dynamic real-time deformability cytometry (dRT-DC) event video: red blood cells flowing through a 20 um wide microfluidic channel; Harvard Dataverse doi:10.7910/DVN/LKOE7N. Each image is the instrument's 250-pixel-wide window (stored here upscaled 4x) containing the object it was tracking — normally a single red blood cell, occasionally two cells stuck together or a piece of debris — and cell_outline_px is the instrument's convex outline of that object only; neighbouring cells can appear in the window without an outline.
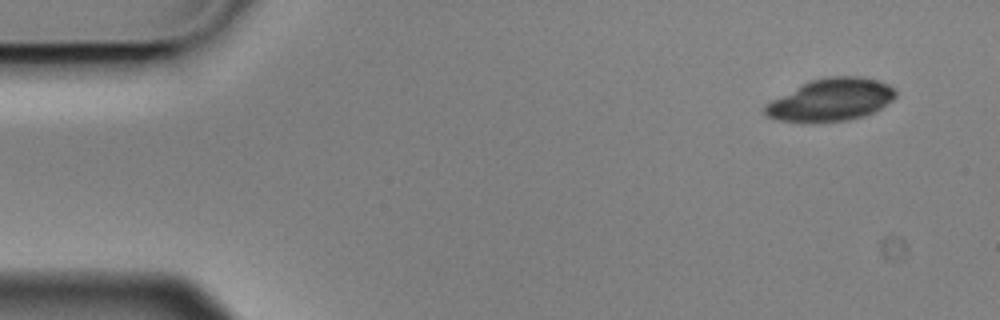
{"species": "Egyptian fruit bat (a non-hibernating species)", "species_latin": "Rousettus aegyptiacus", "temperature_condition": "cold", "stored_images_in_passage": 9, "camera_frame_rate_fps": 3000, "um_per_image_px": 0.085, "animal": {"sex": "male"}, "frame": {"image": 1, "passage_image": 1, "time_ms": 0.0, "image_size_px": [1000, 320], "cell_outline_px": [[896, 96], [892, 100], [880, 108], [864, 116], [848, 120], [804, 124], [780, 120], [768, 116], [764, 112], [764, 104], [812, 80], [828, 76], [860, 76], [880, 80], [896, 88]], "centroid_in_image_um": [70.65, 8.5], "position_along_channel_um": 14.3, "area_um2": 32.43}}
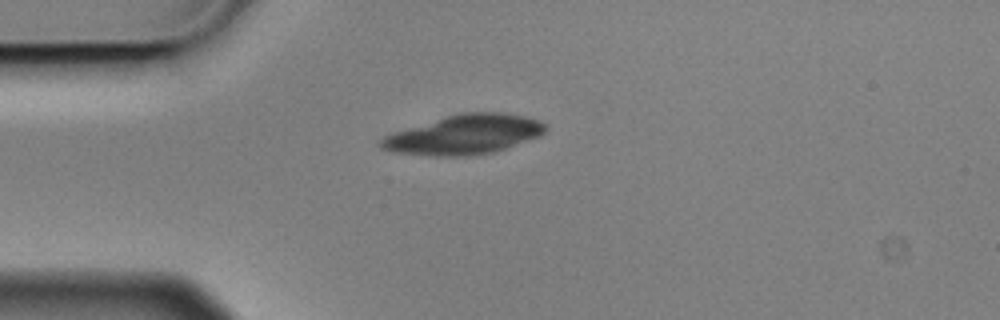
{"frame": {"image": 2, "passage_image": 3, "time_ms": 0.667, "image_size_px": [1000, 320], "cell_outline_px": [[548, 128], [540, 136], [492, 152], [468, 156], [436, 156], [396, 152], [380, 148], [376, 144], [384, 136], [392, 132], [460, 112], [500, 112], [524, 116], [540, 120], [548, 124]], "centroid_in_image_um": [39.46, 11.43], "position_along_channel_um": 45.5, "area_um2": 37.8}}
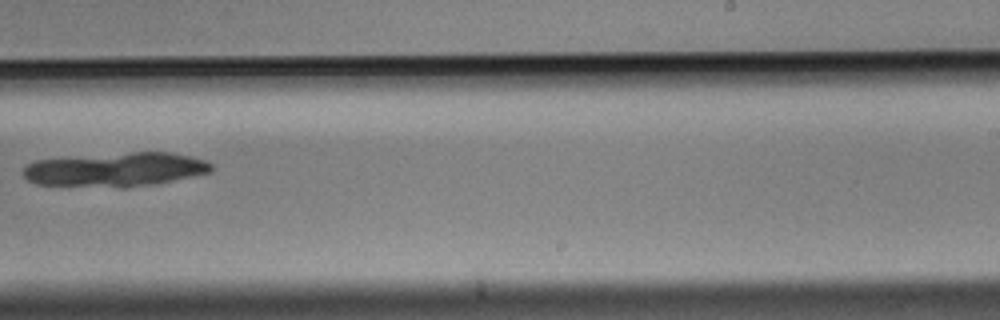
{"frame": {"image": 3, "passage_image": 9, "time_ms": 2.667, "image_size_px": [1000, 320], "cell_outline_px": [[212, 172], [156, 184], [128, 188], [120, 188], [36, 184], [28, 180], [24, 176], [24, 168], [28, 164], [36, 160], [132, 152], [168, 152], [208, 160], [212, 164]], "centroid_in_image_um": [9.87, 14.43], "position_along_channel_um": 279.1, "area_um2": 37.4}}